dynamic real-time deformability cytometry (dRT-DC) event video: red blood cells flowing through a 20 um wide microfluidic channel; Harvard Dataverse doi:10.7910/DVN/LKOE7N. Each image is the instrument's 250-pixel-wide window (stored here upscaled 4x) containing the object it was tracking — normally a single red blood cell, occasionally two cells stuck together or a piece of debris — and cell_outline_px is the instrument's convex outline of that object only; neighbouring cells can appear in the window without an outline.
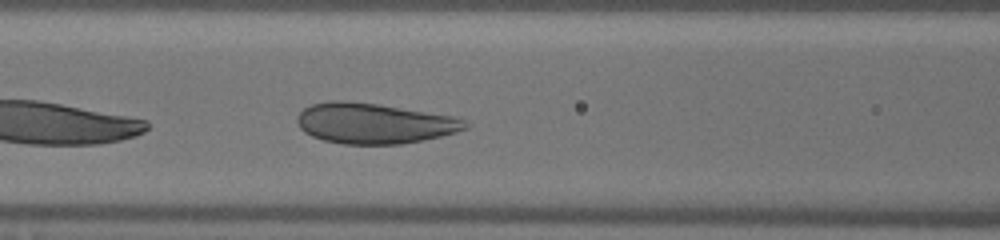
{"species": "human", "species_latin": "Homo sapiens", "temperature_condition": "warm", "stored_images_in_passage": 26, "camera_frame_rate_fps": 3000, "um_per_image_px": 0.085, "donor": {"sex": "male"}, "frame": {"image": 1, "passage_image": 6, "time_ms": 1.667, "image_size_px": [1000, 240], "cell_outline_px": [[472, 124], [468, 128], [456, 132], [440, 136], [400, 144], [344, 144], [324, 140], [312, 136], [304, 132], [300, 128], [296, 120], [296, 116], [304, 108], [312, 104], [332, 100], [340, 100], [376, 104], [452, 116], [464, 120]], "centroid_in_image_um": [31.77, 10.48], "position_along_channel_um": 134.8, "area_um2": 39.36}}
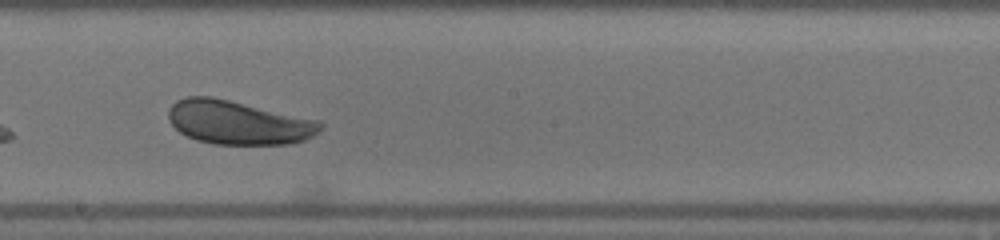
{"frame": {"image": 2, "passage_image": 13, "time_ms": 4.0, "image_size_px": [1000, 240], "cell_outline_px": [[324, 124], [312, 136], [304, 140], [288, 144], [212, 144], [196, 140], [180, 132], [168, 120], [168, 108], [176, 100], [184, 96], [212, 96], [320, 120]], "centroid_in_image_um": [20.22, 10.4], "position_along_channel_um": 228.0, "area_um2": 38.9}}
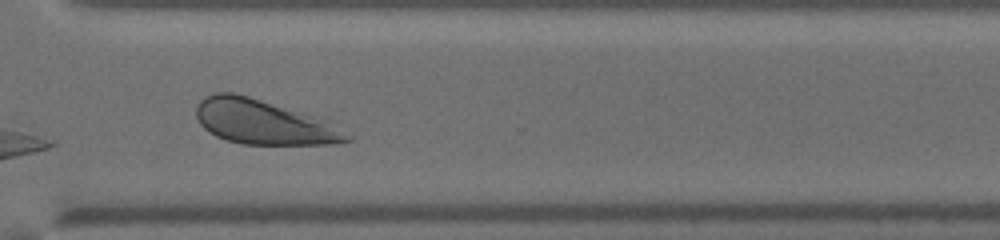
{"frame": {"image": 3, "passage_image": 22, "time_ms": 7.0, "image_size_px": [1000, 240], "cell_outline_px": [[352, 140], [336, 144], [244, 144], [228, 140], [216, 136], [208, 132], [200, 124], [196, 116], [196, 104], [204, 96], [216, 92], [232, 92], [248, 96], [324, 116], [352, 136]], "centroid_in_image_um": [22.47, 10.36], "position_along_channel_um": 348.1, "area_um2": 40.0}, "authors_computed_cell_mechanics": {"area_um2": 38.9283, "velocity_mm_per_s": 4.0037, "shape_relaxation_time_tau1_ms": 2.3302, "shape_relaxation_time_tau2_ms": null, "deformation_change_tau1": 0.0873, "deformation_change_tau2": null}}